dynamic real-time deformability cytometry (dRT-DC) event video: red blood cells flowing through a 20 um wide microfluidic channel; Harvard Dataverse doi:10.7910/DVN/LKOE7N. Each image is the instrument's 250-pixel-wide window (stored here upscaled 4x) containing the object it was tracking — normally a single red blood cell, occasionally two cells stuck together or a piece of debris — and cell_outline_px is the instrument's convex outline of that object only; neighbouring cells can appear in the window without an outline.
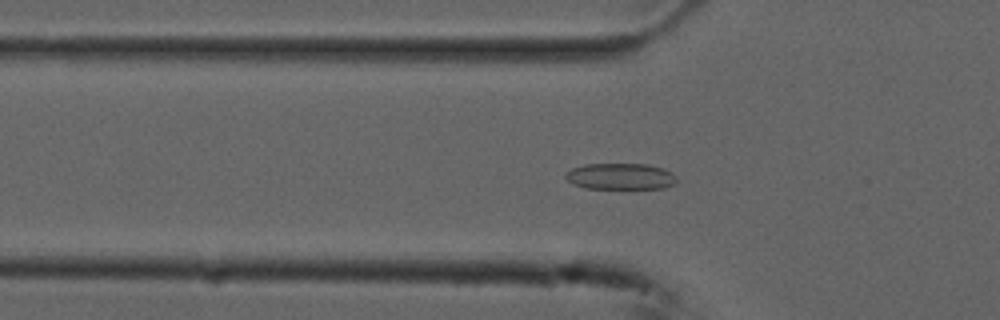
{"species": "common noctule bat (a hibernating species)", "species_latin": "Nyctalus noctula", "temperature_condition": "cold", "stored_images_in_passage": 55, "camera_frame_rate_fps": 3000, "um_per_image_px": 0.085, "animal": {"sex": "male", "forearm_length_mm": 52.5}, "frame": {"image": 1, "passage_image": 17, "time_ms": 5.333, "image_size_px": [1000, 320], "cell_outline_px": [[676, 180], [672, 184], [664, 188], [584, 188], [572, 184], [564, 176], [572, 168], [584, 164], [648, 164], [664, 168], [672, 172], [676, 176]], "centroid_in_image_um": [52.74, 14.98], "position_along_channel_um": 73.1, "area_um2": 16.99}}
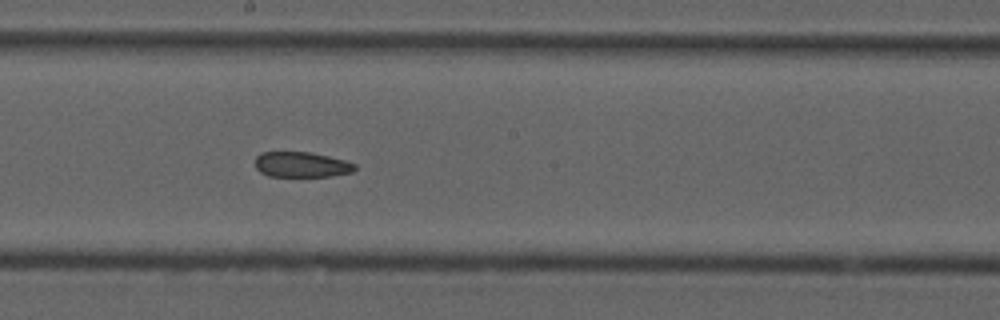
{"frame": {"image": 2, "passage_image": 29, "time_ms": 9.333, "image_size_px": [1000, 320], "cell_outline_px": [[356, 168], [352, 172], [332, 176], [268, 176], [260, 172], [256, 168], [256, 156], [260, 152], [312, 152], [344, 160], [356, 164]], "centroid_in_image_um": [25.62, 13.99], "position_along_channel_um": 222.6, "area_um2": 14.74}}
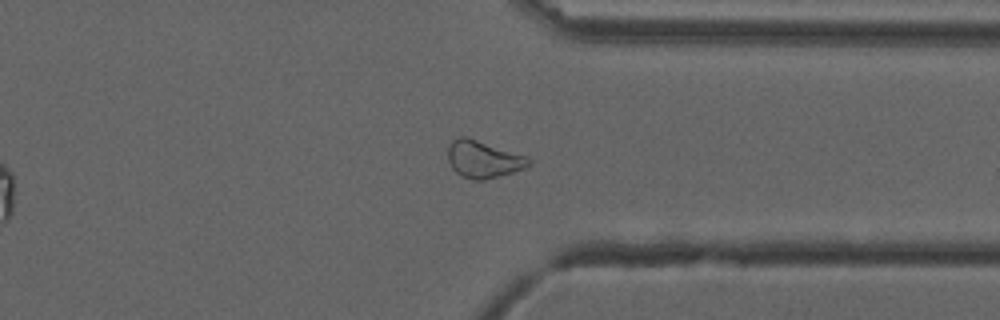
{"frame": {"image": 3, "passage_image": 41, "time_ms": 13.333, "image_size_px": [1000, 320], "cell_outline_px": [[532, 164], [524, 168], [512, 172], [484, 180], [472, 180], [456, 172], [452, 168], [448, 160], [448, 144], [452, 140], [460, 136], [464, 136], [528, 156], [532, 160]], "centroid_in_image_um": [41.09, 13.53], "position_along_channel_um": 370.3, "area_um2": 17.46}, "authors_computed_cell_mechanics": {"area_um2": 18.0336, "velocity_mm_per_s": 3.7322, "shape_relaxation_time_tau1_ms": null, "shape_relaxation_time_tau2_ms": 3.3929, "deformation_change_tau1": null, "deformation_change_tau2": 0.088}}